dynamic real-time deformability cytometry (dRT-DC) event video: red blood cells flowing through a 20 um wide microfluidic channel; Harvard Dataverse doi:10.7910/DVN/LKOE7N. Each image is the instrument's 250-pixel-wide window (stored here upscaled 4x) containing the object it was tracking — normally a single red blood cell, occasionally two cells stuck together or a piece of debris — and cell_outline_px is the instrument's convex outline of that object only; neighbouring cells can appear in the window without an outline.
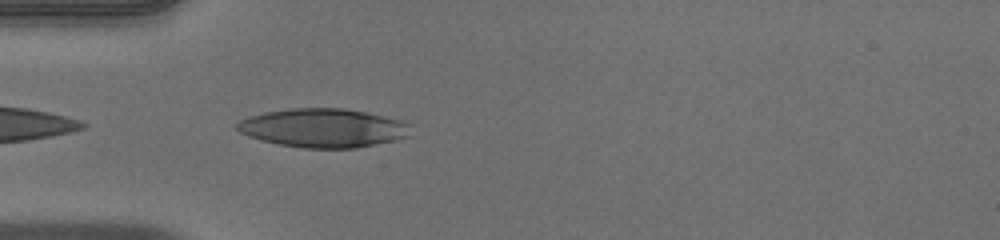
{"species": "human", "species_latin": "Homo sapiens", "temperature_condition": "warm", "stored_images_in_passage": 21, "camera_frame_rate_fps": 3000, "um_per_image_px": 0.085, "donor": {"sex": "male"}, "frame": {"image": 1, "passage_image": 1, "time_ms": 0.0, "image_size_px": [1000, 240], "cell_outline_px": [[412, 124], [408, 136], [392, 140], [356, 148], [300, 148], [260, 140], [248, 136], [240, 132], [236, 128], [236, 124], [240, 120], [248, 116], [264, 112], [292, 108], [344, 108], [364, 112], [400, 120]], "centroid_in_image_um": [27.43, 10.87], "position_along_channel_um": 57.6, "area_um2": 39.13}}
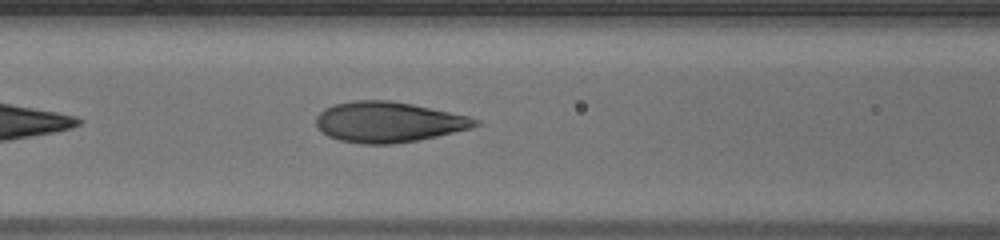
{"frame": {"image": 2, "passage_image": 7, "time_ms": 2.0, "image_size_px": [1000, 240], "cell_outline_px": [[480, 124], [472, 128], [436, 136], [416, 140], [392, 144], [364, 144], [340, 140], [328, 136], [320, 132], [316, 128], [316, 116], [324, 108], [336, 104], [356, 100], [388, 100], [412, 104], [468, 116], [480, 120]], "centroid_in_image_um": [32.99, 10.37], "position_along_channel_um": 133.6, "area_um2": 37.45}}
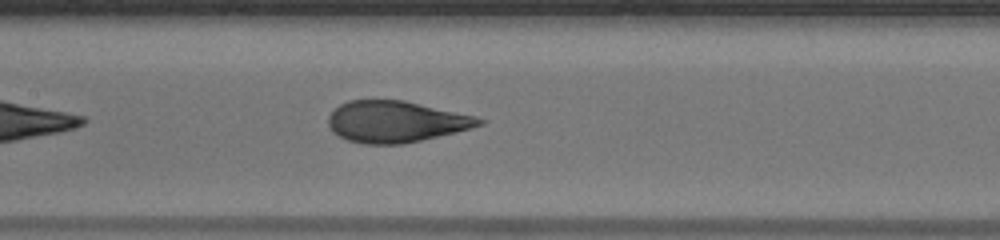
{"frame": {"image": 3, "passage_image": 10, "time_ms": 3.0, "image_size_px": [1000, 240], "cell_outline_px": [[488, 120], [484, 124], [472, 128], [404, 144], [364, 144], [348, 140], [332, 132], [328, 124], [328, 116], [340, 104], [348, 100], [404, 100], [476, 116]], "centroid_in_image_um": [33.66, 10.34], "position_along_channel_um": 173.7, "area_um2": 36.41}}